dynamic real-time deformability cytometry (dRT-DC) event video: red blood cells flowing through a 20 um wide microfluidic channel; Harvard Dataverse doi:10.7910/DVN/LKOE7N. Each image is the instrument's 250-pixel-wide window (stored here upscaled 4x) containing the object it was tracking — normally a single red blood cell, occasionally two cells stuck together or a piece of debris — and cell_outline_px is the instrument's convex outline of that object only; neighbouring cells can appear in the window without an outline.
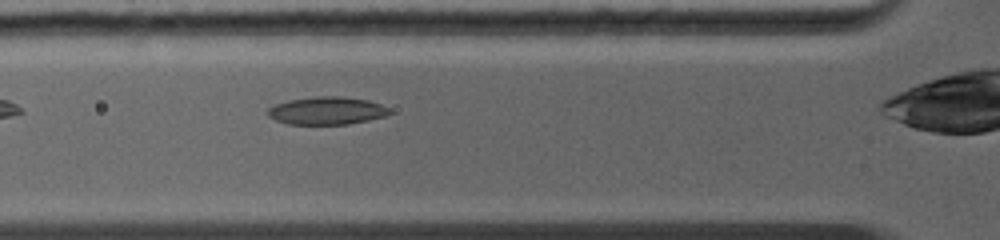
{"species": "common noctule bat (a hibernating species)", "species_latin": "Nyctalus noctula", "temperature_condition": "warm", "stored_images_in_passage": 49, "camera_frame_rate_fps": 5000, "um_per_image_px": 0.085, "animal": {"sex": "female", "body_mass_g": 19.0, "forearm_length_mm": 56.7}, "frame": {"image": 1, "passage_image": 6, "time_ms": 0.8, "image_size_px": [1000, 240], "cell_outline_px": [[392, 112], [388, 116], [348, 124], [288, 124], [276, 120], [268, 116], [264, 112], [268, 108], [276, 104], [288, 100], [316, 96], [340, 96], [368, 100], [380, 104], [388, 108]], "centroid_in_image_um": [27.77, 9.41], "position_along_channel_um": 98.0, "area_um2": 19.83}}
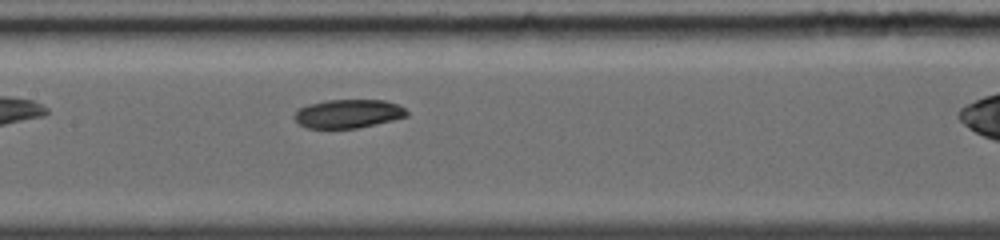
{"frame": {"image": 2, "passage_image": 17, "time_ms": 2.6, "image_size_px": [1000, 240], "cell_outline_px": [[408, 116], [360, 128], [304, 128], [292, 116], [296, 108], [308, 104], [324, 100], [384, 100], [396, 104], [404, 108], [408, 112]], "centroid_in_image_um": [29.54, 9.66], "position_along_channel_um": 177.9, "area_um2": 18.96}}
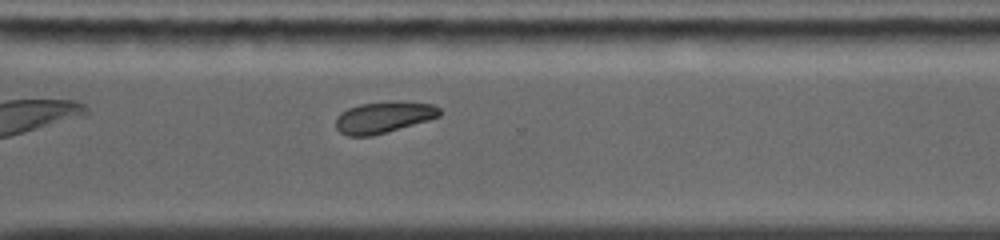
{"frame": {"image": 3, "passage_image": 38, "time_ms": 6.2, "image_size_px": [1000, 240], "cell_outline_px": [[440, 116], [428, 120], [372, 136], [348, 136], [340, 132], [336, 128], [336, 116], [340, 112], [348, 108], [360, 104], [396, 100], [432, 104], [440, 108]], "centroid_in_image_um": [32.59, 9.95], "position_along_channel_um": 338.0, "area_um2": 19.07}}